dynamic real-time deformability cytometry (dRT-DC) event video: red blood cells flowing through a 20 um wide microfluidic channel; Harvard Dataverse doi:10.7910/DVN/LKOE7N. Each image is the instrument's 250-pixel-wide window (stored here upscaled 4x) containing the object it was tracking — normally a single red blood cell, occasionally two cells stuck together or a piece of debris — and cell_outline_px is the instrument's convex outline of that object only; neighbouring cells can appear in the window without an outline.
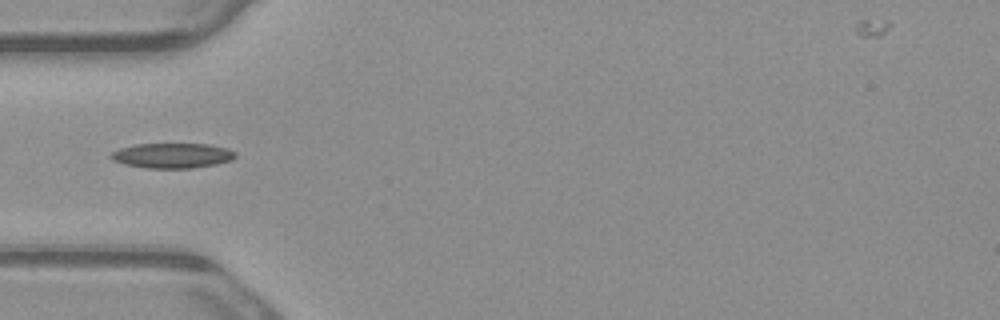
{"species": "common noctule bat (a hibernating species)", "species_latin": "Nyctalus noctula", "temperature_condition": "warm", "stored_images_in_passage": 2, "camera_frame_rate_fps": 3000, "um_per_image_px": 0.085, "animal": {"sex": "male", "body_mass_g": 23.1, "forearm_length_mm": 52.7}, "frame": {"image": 1, "passage_image": 2, "time_ms": 0.333, "image_size_px": [1000, 320], "cell_outline_px": [[236, 156], [232, 160], [216, 164], [192, 168], [148, 168], [124, 164], [112, 160], [108, 156], [112, 152], [120, 148], [136, 144], [212, 144], [228, 148], [236, 152]], "centroid_in_image_um": [14.66, 13.22], "position_along_channel_um": 70.3, "area_um2": 18.26}}